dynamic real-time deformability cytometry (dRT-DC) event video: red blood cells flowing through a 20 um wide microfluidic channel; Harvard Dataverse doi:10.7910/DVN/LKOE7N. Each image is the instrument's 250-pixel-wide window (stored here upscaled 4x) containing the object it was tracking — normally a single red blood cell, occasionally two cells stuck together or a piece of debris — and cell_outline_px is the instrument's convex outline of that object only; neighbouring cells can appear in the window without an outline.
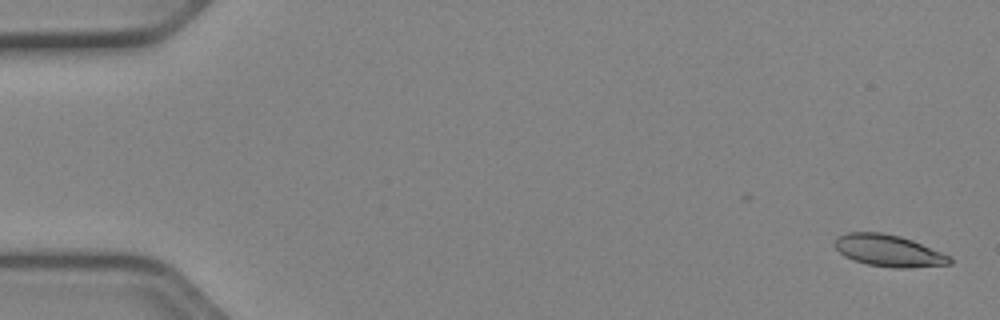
{"species": "Egyptian fruit bat (a non-hibernating species)", "species_latin": "Rousettus aegyptiacus", "temperature_condition": "cold", "stored_images_in_passage": 40, "camera_frame_rate_fps": 3000, "um_per_image_px": 0.085, "animal": {"sex": "female"}, "frame": {"image": 1, "passage_image": 1, "time_ms": 0.0, "image_size_px": [1000, 320], "cell_outline_px": [[952, 264], [908, 268], [892, 268], [868, 264], [844, 256], [832, 244], [836, 236], [848, 232], [880, 232], [900, 236], [912, 240], [952, 256]], "centroid_in_image_um": [75.54, 21.3], "position_along_channel_um": 9.5, "area_um2": 21.44}}
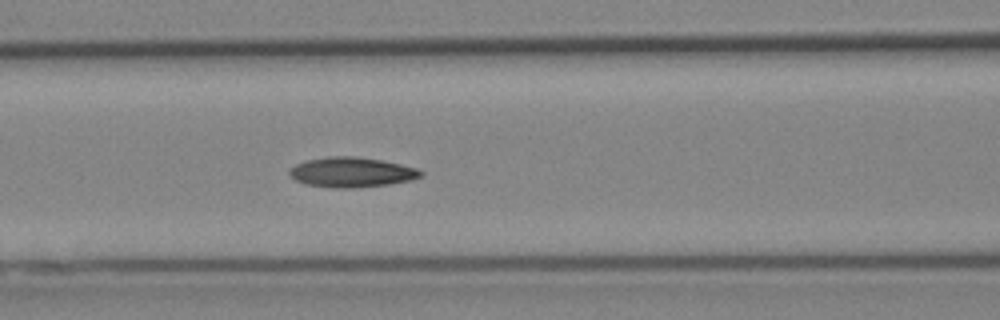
{"frame": {"image": 2, "passage_image": 22, "time_ms": 7.0, "image_size_px": [1000, 320], "cell_outline_px": [[424, 172], [420, 176], [412, 180], [388, 184], [352, 188], [332, 188], [304, 184], [296, 180], [288, 172], [296, 164], [304, 160], [328, 156], [352, 156], [380, 160], [400, 164], [416, 168]], "centroid_in_image_um": [29.86, 14.64], "position_along_channel_um": 136.7, "area_um2": 22.83}}
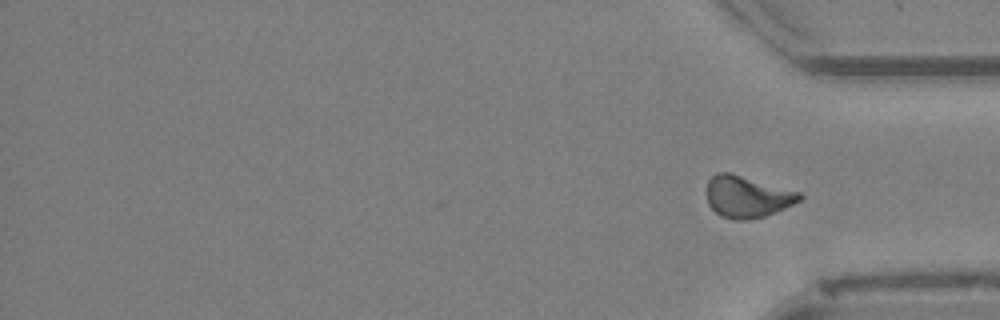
{"frame": {"image": 3, "passage_image": 40, "time_ms": 13.0, "image_size_px": [1000, 320], "cell_outline_px": [[804, 196], [800, 200], [784, 208], [764, 216], [744, 220], [732, 220], [720, 216], [708, 204], [708, 180], [716, 172], [732, 172], [800, 192]], "centroid_in_image_um": [63.5, 16.7], "position_along_channel_um": 371.7, "area_um2": 22.54}, "authors_computed_cell_mechanics": {"area_um2": 21.6172, "velocity_mm_per_s": 3.9251, "shape_relaxation_time_tau1_ms": 4.5306, "shape_relaxation_time_tau2_ms": 4.7751, "deformation_change_tau1": 0.1388, "deformation_change_tau2": 0.1055}}